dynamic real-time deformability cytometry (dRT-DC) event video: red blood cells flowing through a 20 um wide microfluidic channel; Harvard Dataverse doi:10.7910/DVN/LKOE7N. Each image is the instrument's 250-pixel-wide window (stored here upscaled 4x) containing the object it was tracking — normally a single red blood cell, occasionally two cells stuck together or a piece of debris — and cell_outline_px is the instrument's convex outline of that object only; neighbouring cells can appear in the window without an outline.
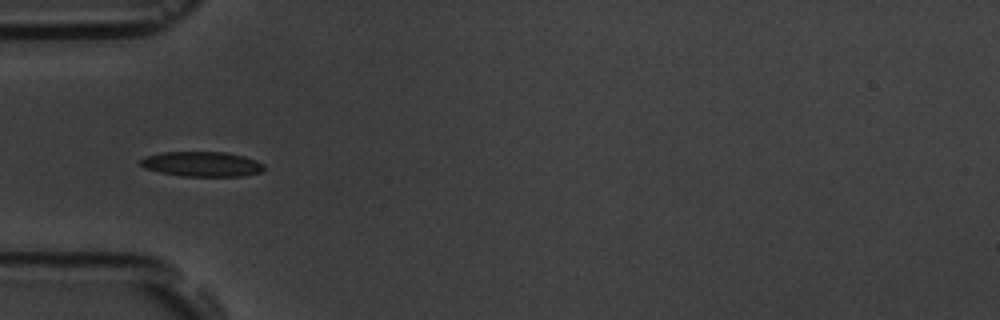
{"species": "common noctule bat (a hibernating species)", "species_latin": "Nyctalus noctula", "temperature_condition": "room temperature", "stored_images_in_passage": 6, "camera_frame_rate_fps": 3000, "um_per_image_px": 0.085, "animal": {"sex": "male", "body_mass_g": 19.5, "forearm_length_mm": 54.6}, "frame": {"image": 1, "passage_image": 5, "time_ms": 4.333, "image_size_px": [1000, 320], "cell_outline_px": [[264, 168], [260, 172], [244, 176], [184, 176], [160, 172], [144, 168], [136, 160], [144, 156], [160, 152], [224, 152], [244, 156], [256, 160], [264, 164]], "centroid_in_image_um": [17.11, 13.94], "position_along_channel_um": 67.9, "area_um2": 18.09}}
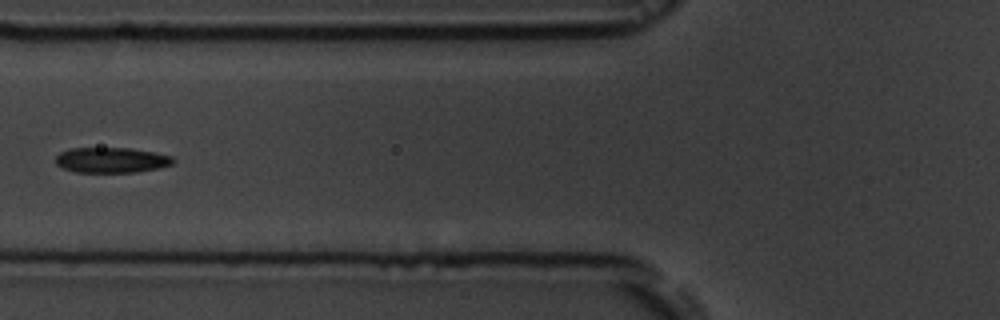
{"frame": {"image": 2, "passage_image": 6, "time_ms": 5.667, "image_size_px": [1000, 320], "cell_outline_px": [[176, 160], [172, 164], [156, 168], [136, 172], [76, 172], [64, 168], [56, 164], [56, 156], [60, 152], [68, 148], [132, 148], [156, 152], [172, 156]], "centroid_in_image_um": [9.48, 13.59], "position_along_channel_um": 116.3, "area_um2": 17.4}}